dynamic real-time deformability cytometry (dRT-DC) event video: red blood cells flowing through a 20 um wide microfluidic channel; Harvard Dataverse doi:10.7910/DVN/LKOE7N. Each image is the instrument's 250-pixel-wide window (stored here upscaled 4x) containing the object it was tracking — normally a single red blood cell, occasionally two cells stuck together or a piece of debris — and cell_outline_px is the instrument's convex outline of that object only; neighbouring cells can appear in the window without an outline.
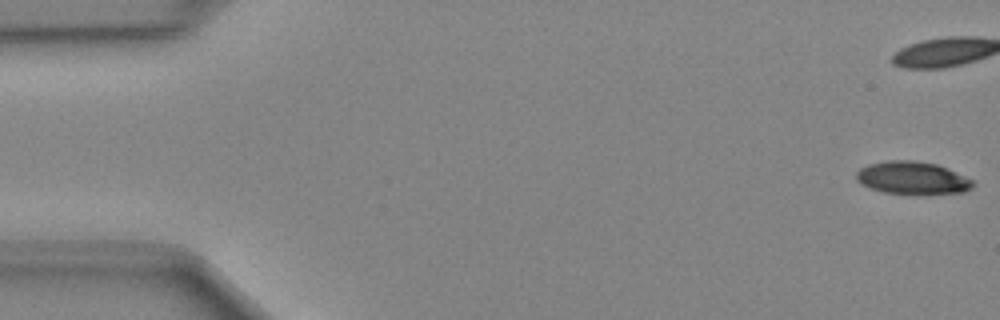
{"species": "Egyptian fruit bat (a non-hibernating species)", "species_latin": "Rousettus aegyptiacus", "temperature_condition": "cold", "stored_images_in_passage": 44, "camera_frame_rate_fps": 3000, "um_per_image_px": 0.085, "animal": {"sex": "female"}, "frame": {"image": 1, "passage_image": 1, "time_ms": 0.0, "image_size_px": [1000, 320], "cell_outline_px": [[972, 188], [964, 192], [884, 192], [872, 188], [856, 180], [856, 172], [860, 168], [868, 164], [888, 160], [912, 160], [936, 164], [948, 168], [972, 180]], "centroid_in_image_um": [77.52, 15.08], "position_along_channel_um": 7.5, "area_um2": 21.39}}